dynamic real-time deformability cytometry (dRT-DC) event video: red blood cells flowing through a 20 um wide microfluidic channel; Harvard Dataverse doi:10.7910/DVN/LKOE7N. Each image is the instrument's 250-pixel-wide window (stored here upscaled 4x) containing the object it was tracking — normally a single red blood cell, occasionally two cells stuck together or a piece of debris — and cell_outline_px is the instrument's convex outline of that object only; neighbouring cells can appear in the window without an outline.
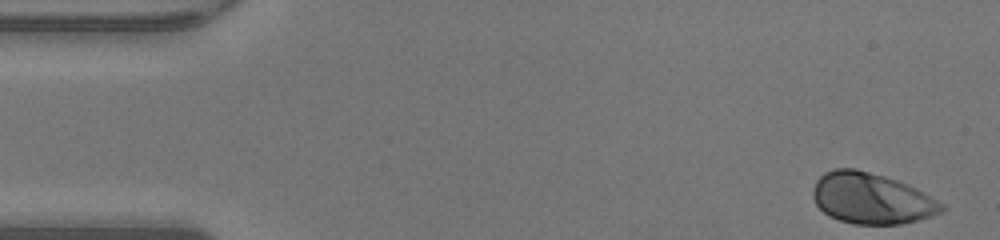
{"species": "human", "species_latin": "Homo sapiens", "temperature_condition": "warm", "stored_images_in_passage": 40, "camera_frame_rate_fps": 3000, "um_per_image_px": 0.085, "donor": {"sex": "male"}, "frame": {"image": 1, "passage_image": 1, "time_ms": 0.0, "image_size_px": [1000, 240], "cell_outline_px": [[948, 208], [932, 216], [900, 224], [852, 224], [828, 216], [816, 204], [812, 196], [812, 192], [816, 180], [824, 172], [836, 168], [856, 168], [884, 176], [896, 180], [916, 188], [924, 192], [944, 204]], "centroid_in_image_um": [74.07, 16.86], "position_along_channel_um": 10.9, "area_um2": 38.26}}
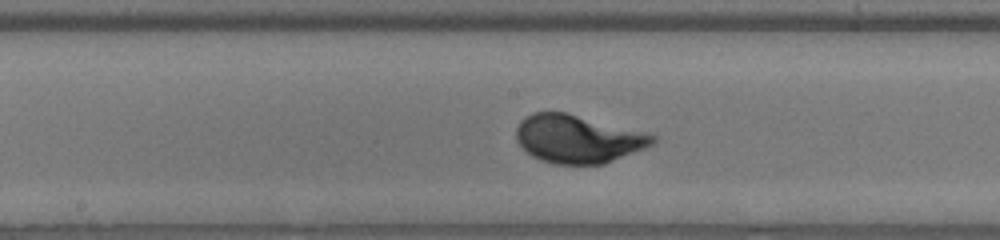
{"frame": {"image": 2, "passage_image": 23, "time_ms": 7.333, "image_size_px": [1000, 240], "cell_outline_px": [[656, 140], [652, 144], [644, 148], [604, 164], [552, 164], [540, 160], [532, 156], [516, 140], [516, 128], [520, 120], [524, 116], [532, 112], [564, 112], [656, 136]], "centroid_in_image_um": [49.04, 11.82], "position_along_channel_um": 199.2, "area_um2": 37.63}}
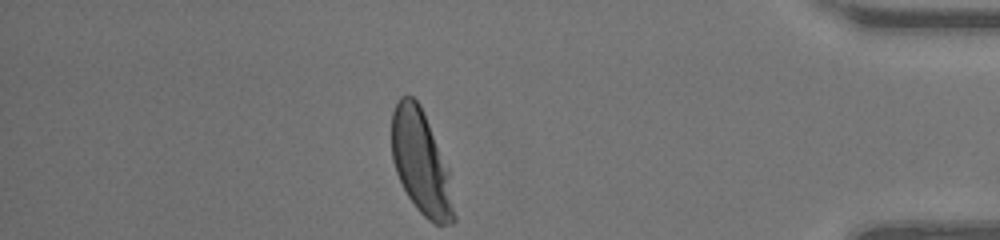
{"frame": {"image": 3, "passage_image": 40, "time_ms": 13.0, "image_size_px": [1000, 240], "cell_outline_px": [[456, 220], [452, 224], [436, 224], [428, 220], [416, 208], [408, 196], [396, 172], [392, 160], [392, 112], [400, 96], [412, 96], [420, 104], [448, 168], [456, 216]], "centroid_in_image_um": [35.79, 13.85], "position_along_channel_um": 399.4, "area_um2": 37.4}, "authors_computed_cell_mechanics": {"area_um2": 37.6278, "velocity_mm_per_s": 4.3105, "shape_relaxation_time_tau1_ms": 1.9894, "shape_relaxation_time_tau2_ms": null, "deformation_change_tau1": 0.1442, "deformation_change_tau2": null}}